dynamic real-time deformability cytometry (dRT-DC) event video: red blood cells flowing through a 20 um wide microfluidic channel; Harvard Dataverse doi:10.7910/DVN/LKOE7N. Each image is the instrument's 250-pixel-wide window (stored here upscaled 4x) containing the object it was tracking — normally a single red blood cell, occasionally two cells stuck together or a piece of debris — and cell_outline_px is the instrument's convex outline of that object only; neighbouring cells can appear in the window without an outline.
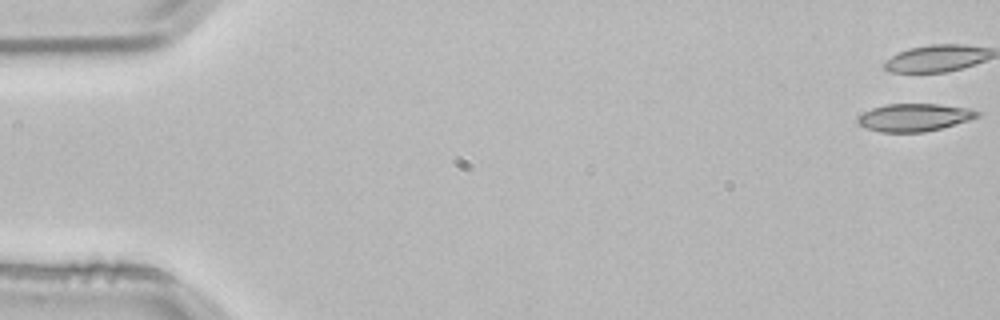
{"species": "common noctule bat (a hibernating species)", "species_latin": "Nyctalus noctula", "temperature_condition": "room temperature", "stored_images_in_passage": 4, "camera_frame_rate_fps": 3000, "um_per_image_px": 0.085, "animal": {"sex": "male", "body_mass_g": 21.5, "forearm_length_mm": 52.0}, "frame": {"image": 1, "passage_image": 1, "time_ms": 0.0, "image_size_px": [1000, 320], "cell_outline_px": [[980, 116], [968, 120], [940, 128], [924, 132], [880, 132], [864, 128], [856, 120], [856, 116], [872, 108], [884, 104], [940, 104], [972, 108], [980, 112]], "centroid_in_image_um": [77.69, 9.97], "position_along_channel_um": 7.3, "area_um2": 19.42}}
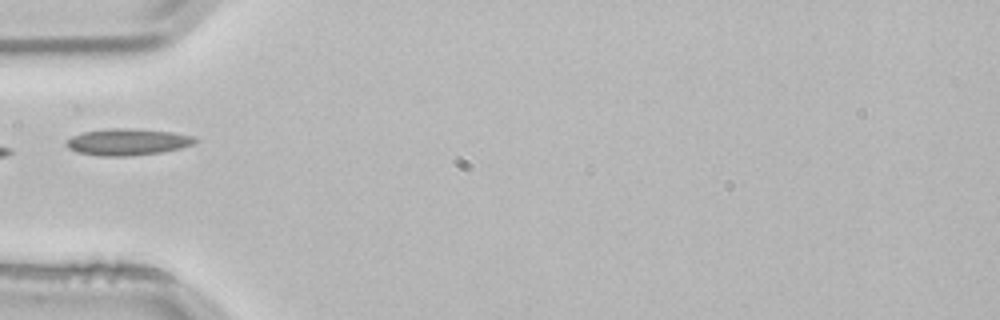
{"frame": {"image": 2, "passage_image": 4, "time_ms": 1.0, "image_size_px": [1000, 320], "cell_outline_px": [[200, 140], [192, 144], [180, 148], [160, 152], [128, 156], [100, 156], [76, 152], [68, 148], [68, 140], [72, 136], [84, 132], [108, 128], [136, 128], [172, 132], [196, 136]], "centroid_in_image_um": [10.88, 12.05], "position_along_channel_um": 74.1, "area_um2": 20.0}}